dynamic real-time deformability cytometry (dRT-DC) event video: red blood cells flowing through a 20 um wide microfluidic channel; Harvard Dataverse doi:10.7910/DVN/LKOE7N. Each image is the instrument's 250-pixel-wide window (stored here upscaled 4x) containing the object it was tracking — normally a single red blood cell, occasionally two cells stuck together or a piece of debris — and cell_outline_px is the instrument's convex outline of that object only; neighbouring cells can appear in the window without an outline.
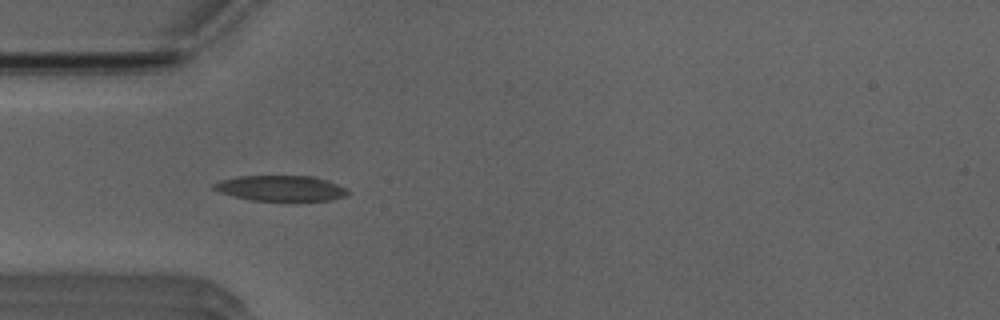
{"species": "Egyptian fruit bat (a non-hibernating species)", "species_latin": "Rousettus aegyptiacus", "temperature_condition": "room temperature", "stored_images_in_passage": 51, "camera_frame_rate_fps": 3000, "um_per_image_px": 0.085, "animal": {"sex": "male"}, "frame": {"image": 1, "passage_image": 15, "time_ms": 4.667, "image_size_px": [1000, 320], "cell_outline_px": [[348, 192], [344, 196], [332, 200], [296, 204], [292, 204], [252, 200], [232, 196], [220, 192], [212, 188], [212, 184], [220, 180], [236, 176], [312, 176], [348, 188]], "centroid_in_image_um": [23.88, 16.06], "position_along_channel_um": 61.1, "area_um2": 20.92}}
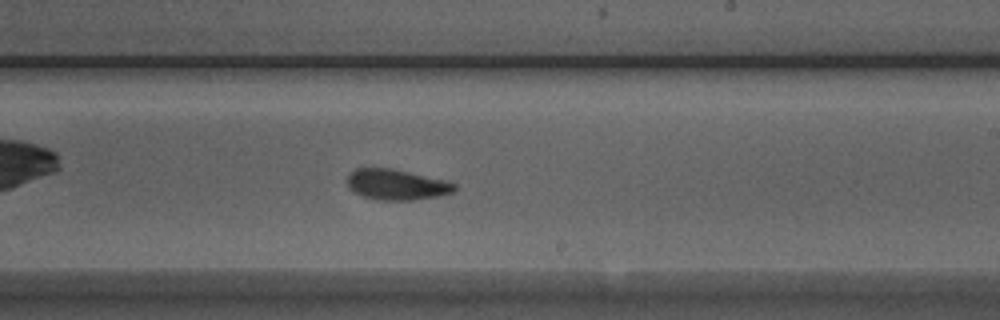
{"frame": {"image": 2, "passage_image": 30, "time_ms": 9.667, "image_size_px": [1000, 320], "cell_outline_px": [[456, 188], [452, 192], [436, 196], [412, 200], [376, 200], [364, 196], [348, 188], [348, 172], [356, 168], [392, 168], [444, 180], [456, 184]], "centroid_in_image_um": [33.67, 15.68], "position_along_channel_um": 255.3, "area_um2": 18.96}}
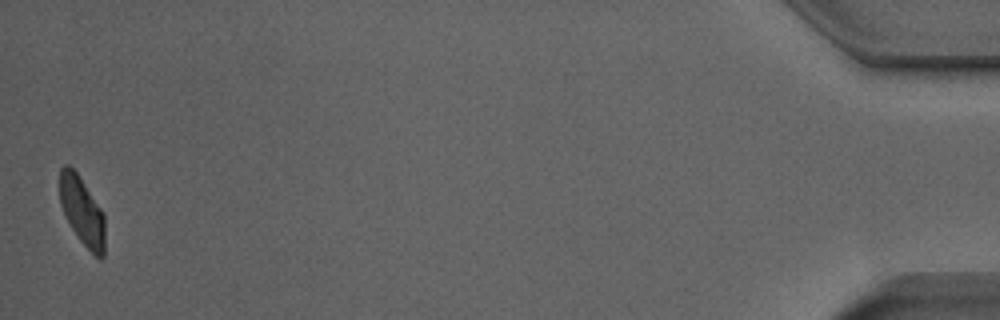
{"frame": {"image": 3, "passage_image": 51, "time_ms": 16.667, "image_size_px": [1000, 320], "cell_outline_px": [[104, 256], [100, 260], [80, 240], [72, 228], [60, 204], [60, 168], [64, 164], [68, 164], [76, 172], [104, 212]], "centroid_in_image_um": [6.99, 17.93], "position_along_channel_um": 428.2, "area_um2": 17.74}, "authors_computed_cell_mechanics": {"area_um2": 19.2474, "velocity_mm_per_s": 3.9125, "shape_relaxation_time_tau1_ms": 2.628, "shape_relaxation_time_tau2_ms": 1.7803, "deformation_change_tau1": 0.1249, "deformation_change_tau2": 0.0763}}